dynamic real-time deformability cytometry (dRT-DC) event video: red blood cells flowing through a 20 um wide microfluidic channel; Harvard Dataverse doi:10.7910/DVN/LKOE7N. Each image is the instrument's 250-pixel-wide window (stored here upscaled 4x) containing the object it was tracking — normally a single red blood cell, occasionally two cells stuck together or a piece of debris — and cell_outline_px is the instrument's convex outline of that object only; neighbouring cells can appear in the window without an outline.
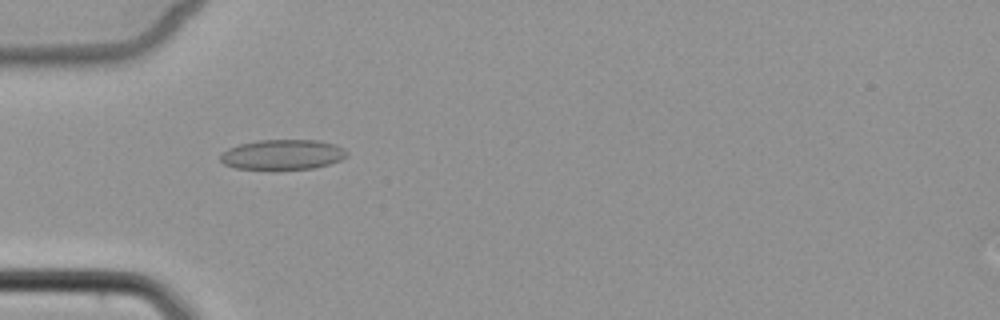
{"species": "common noctule bat (a hibernating species)", "species_latin": "Nyctalus noctula", "temperature_condition": "cold", "stored_images_in_passage": 3, "camera_frame_rate_fps": 3000, "um_per_image_px": 0.085, "animal": {"sex": "female", "body_mass_g": 22.7, "forearm_length_mm": 54.2}, "frame": {"image": 1, "passage_image": 1, "time_ms": 0.0, "image_size_px": [1000, 320], "cell_outline_px": [[348, 156], [340, 160], [328, 164], [312, 168], [236, 168], [224, 164], [220, 160], [220, 156], [228, 148], [240, 144], [260, 140], [316, 140], [336, 144], [344, 148], [348, 152]], "centroid_in_image_um": [24.06, 13.12], "position_along_channel_um": 60.9, "area_um2": 21.79}}
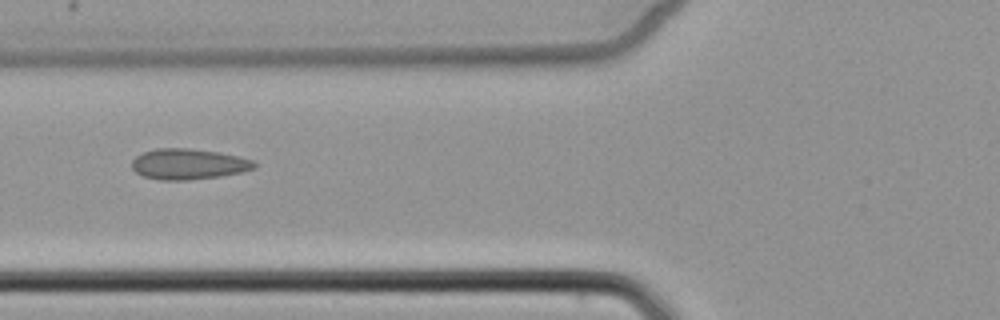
{"frame": {"image": 2, "passage_image": 2, "time_ms": 1.333, "image_size_px": [1000, 320], "cell_outline_px": [[256, 168], [244, 172], [220, 176], [188, 180], [160, 180], [144, 176], [136, 172], [132, 168], [132, 160], [136, 156], [144, 152], [156, 148], [188, 148], [220, 152], [252, 160], [256, 164]], "centroid_in_image_um": [16.02, 13.95], "position_along_channel_um": 109.8, "area_um2": 21.91}}
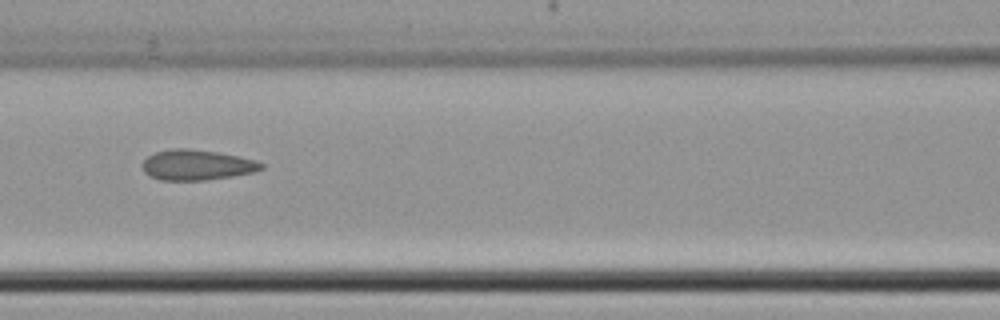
{"frame": {"image": 3, "passage_image": 3, "time_ms": 2.333, "image_size_px": [1000, 320], "cell_outline_px": [[264, 168], [256, 172], [232, 176], [204, 180], [160, 180], [144, 172], [140, 164], [148, 156], [156, 152], [172, 148], [188, 148], [216, 152], [256, 160], [264, 164]], "centroid_in_image_um": [16.73, 14.02], "position_along_channel_um": 149.9, "area_um2": 21.04}}